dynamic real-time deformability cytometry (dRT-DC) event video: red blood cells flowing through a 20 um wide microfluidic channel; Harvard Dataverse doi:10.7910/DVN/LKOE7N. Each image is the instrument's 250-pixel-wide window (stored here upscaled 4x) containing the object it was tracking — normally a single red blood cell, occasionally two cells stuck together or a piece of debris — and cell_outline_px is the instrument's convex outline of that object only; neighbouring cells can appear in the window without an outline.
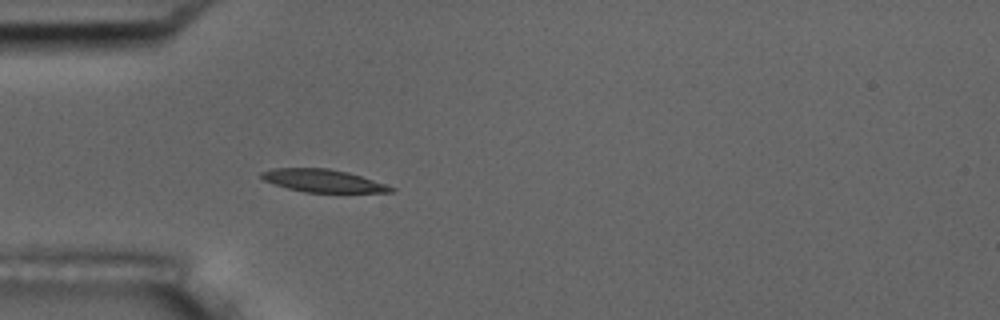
{"species": "common noctule bat (a hibernating species)", "species_latin": "Nyctalus noctula", "temperature_condition": "room temperature", "stored_images_in_passage": 3, "camera_frame_rate_fps": 3000, "um_per_image_px": 0.085, "animal": {"sex": "male", "body_mass_g": 17.5, "forearm_length_mm": 52.3}, "frame": {"image": 1, "passage_image": 3, "time_ms": 3.333, "image_size_px": [1000, 320], "cell_outline_px": [[396, 188], [392, 192], [304, 192], [288, 188], [264, 180], [260, 176], [260, 172], [272, 168], [328, 168], [348, 172]], "centroid_in_image_um": [27.42, 15.35], "position_along_channel_um": 57.6, "area_um2": 16.88}}